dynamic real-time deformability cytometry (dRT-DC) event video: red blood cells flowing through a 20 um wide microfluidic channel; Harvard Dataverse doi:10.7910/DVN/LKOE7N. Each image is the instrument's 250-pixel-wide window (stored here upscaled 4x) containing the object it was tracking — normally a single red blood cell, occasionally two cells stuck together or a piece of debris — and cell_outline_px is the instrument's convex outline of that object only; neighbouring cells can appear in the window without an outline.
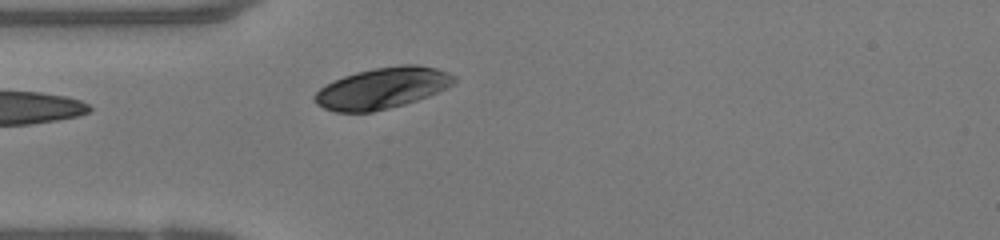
{"species": "human", "species_latin": "Homo sapiens", "temperature_condition": "warm", "stored_images_in_passage": 22, "camera_frame_rate_fps": 3000, "um_per_image_px": 0.085, "donor": {"sex": "female"}, "frame": {"image": 1, "passage_image": 1, "time_ms": 0.0, "image_size_px": [1000, 240], "cell_outline_px": [[456, 80], [452, 84], [428, 96], [404, 104], [372, 112], [336, 112], [324, 108], [316, 104], [312, 96], [320, 88], [344, 76], [356, 72], [376, 68], [400, 64], [416, 64], [436, 68], [448, 72], [456, 76]], "centroid_in_image_um": [32.49, 7.49], "position_along_channel_um": 52.5, "area_um2": 33.18}}
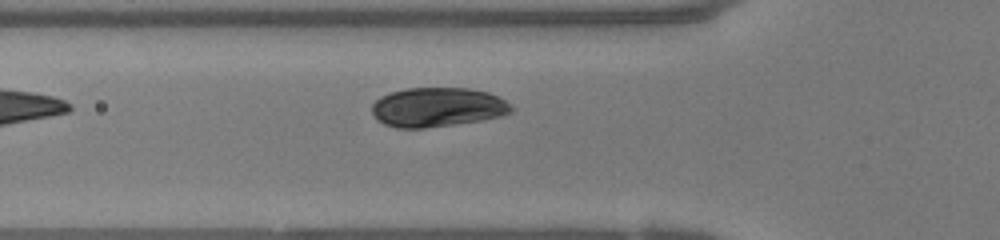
{"frame": {"image": 2, "passage_image": 4, "time_ms": 1.0, "image_size_px": [1000, 240], "cell_outline_px": [[512, 112], [504, 116], [480, 120], [424, 128], [396, 128], [384, 124], [376, 120], [372, 112], [372, 104], [380, 96], [404, 88], [468, 88], [488, 92], [504, 100], [512, 108]], "centroid_in_image_um": [37.15, 9.11], "position_along_channel_um": 88.7, "area_um2": 31.91}}